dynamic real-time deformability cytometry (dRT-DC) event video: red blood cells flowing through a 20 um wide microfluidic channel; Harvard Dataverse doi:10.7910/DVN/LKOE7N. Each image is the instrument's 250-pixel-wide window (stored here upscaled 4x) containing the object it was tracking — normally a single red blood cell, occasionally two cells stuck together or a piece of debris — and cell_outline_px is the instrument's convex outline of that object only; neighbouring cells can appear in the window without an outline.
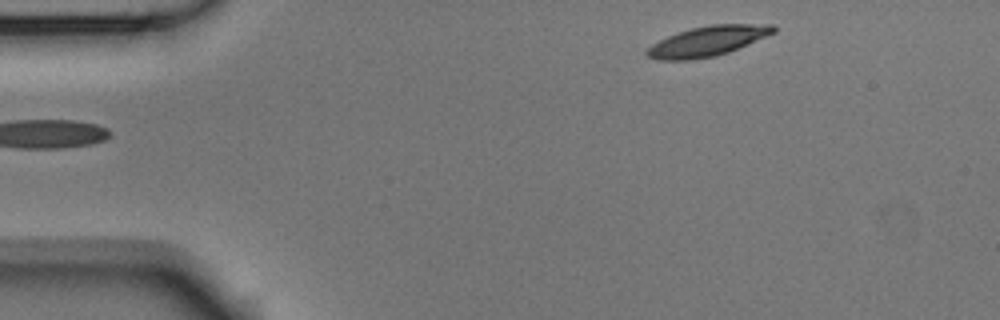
{"species": "Egyptian fruit bat (a non-hibernating species)", "species_latin": "Rousettus aegyptiacus", "temperature_condition": "room temperature", "stored_images_in_passage": 2, "camera_frame_rate_fps": 3000, "um_per_image_px": 0.085, "animal": {"sex": "male"}, "frame": {"image": 1, "passage_image": 2, "time_ms": 0.333, "image_size_px": [1000, 320], "cell_outline_px": [[776, 32], [728, 52], [716, 56], [692, 60], [660, 60], [648, 56], [644, 52], [652, 44], [668, 36], [692, 28], [708, 24], [772, 24], [776, 28]], "centroid_in_image_um": [60.15, 3.5], "position_along_channel_um": 24.8, "area_um2": 21.96}}